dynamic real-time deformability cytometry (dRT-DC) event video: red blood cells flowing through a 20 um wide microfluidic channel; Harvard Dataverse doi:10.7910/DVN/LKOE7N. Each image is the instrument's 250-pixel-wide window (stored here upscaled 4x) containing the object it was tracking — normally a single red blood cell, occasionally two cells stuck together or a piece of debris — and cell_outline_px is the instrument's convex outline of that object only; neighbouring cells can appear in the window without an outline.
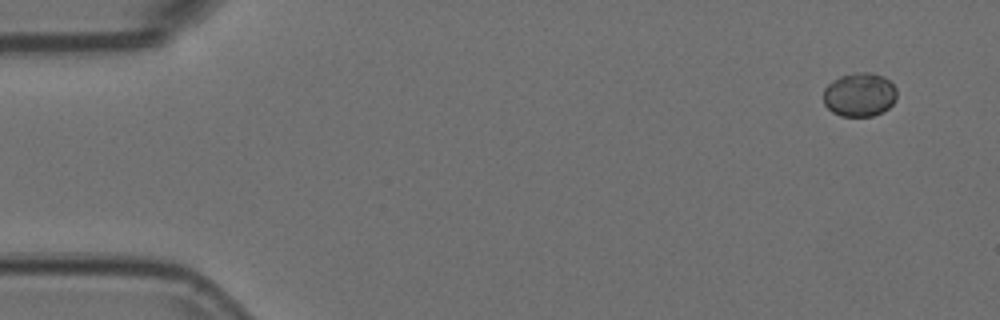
{"species": "Egyptian fruit bat (a non-hibernating species)", "species_latin": "Rousettus aegyptiacus", "temperature_condition": "room temperature", "stored_images_in_passage": 3, "camera_frame_rate_fps": 3000, "um_per_image_px": 0.085, "animal": {"sex": "female"}, "frame": {"image": 1, "passage_image": 1, "time_ms": 0.0, "image_size_px": [1000, 320], "cell_outline_px": [[896, 100], [884, 112], [872, 116], [840, 116], [832, 112], [824, 104], [824, 88], [832, 80], [840, 76], [860, 72], [868, 72], [884, 76], [896, 88]], "centroid_in_image_um": [73.06, 8.05], "position_along_channel_um": 11.9, "area_um2": 18.84}}